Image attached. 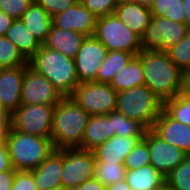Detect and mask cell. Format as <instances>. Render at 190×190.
<instances>
[{
    "instance_id": "cell-1",
    "label": "cell",
    "mask_w": 190,
    "mask_h": 190,
    "mask_svg": "<svg viewBox=\"0 0 190 190\" xmlns=\"http://www.w3.org/2000/svg\"><path fill=\"white\" fill-rule=\"evenodd\" d=\"M141 59L144 85L162 101L180 94L182 71L171 61L167 52L143 50Z\"/></svg>"
},
{
    "instance_id": "cell-2",
    "label": "cell",
    "mask_w": 190,
    "mask_h": 190,
    "mask_svg": "<svg viewBox=\"0 0 190 190\" xmlns=\"http://www.w3.org/2000/svg\"><path fill=\"white\" fill-rule=\"evenodd\" d=\"M90 115L71 97H63L53 112L51 140L55 149L81 148Z\"/></svg>"
},
{
    "instance_id": "cell-3",
    "label": "cell",
    "mask_w": 190,
    "mask_h": 190,
    "mask_svg": "<svg viewBox=\"0 0 190 190\" xmlns=\"http://www.w3.org/2000/svg\"><path fill=\"white\" fill-rule=\"evenodd\" d=\"M37 73L44 75L63 97H70L79 83L74 59L41 45L28 61Z\"/></svg>"
},
{
    "instance_id": "cell-4",
    "label": "cell",
    "mask_w": 190,
    "mask_h": 190,
    "mask_svg": "<svg viewBox=\"0 0 190 190\" xmlns=\"http://www.w3.org/2000/svg\"><path fill=\"white\" fill-rule=\"evenodd\" d=\"M5 139L15 171L34 170L55 150L51 138L18 132L13 128Z\"/></svg>"
},
{
    "instance_id": "cell-5",
    "label": "cell",
    "mask_w": 190,
    "mask_h": 190,
    "mask_svg": "<svg viewBox=\"0 0 190 190\" xmlns=\"http://www.w3.org/2000/svg\"><path fill=\"white\" fill-rule=\"evenodd\" d=\"M163 109V102L146 85L117 92L116 111L151 129Z\"/></svg>"
},
{
    "instance_id": "cell-6",
    "label": "cell",
    "mask_w": 190,
    "mask_h": 190,
    "mask_svg": "<svg viewBox=\"0 0 190 190\" xmlns=\"http://www.w3.org/2000/svg\"><path fill=\"white\" fill-rule=\"evenodd\" d=\"M94 36L108 51H124L138 55L142 51L140 37L115 14L98 17Z\"/></svg>"
},
{
    "instance_id": "cell-7",
    "label": "cell",
    "mask_w": 190,
    "mask_h": 190,
    "mask_svg": "<svg viewBox=\"0 0 190 190\" xmlns=\"http://www.w3.org/2000/svg\"><path fill=\"white\" fill-rule=\"evenodd\" d=\"M184 23L171 21L165 17L152 16L140 44L143 50L167 52L188 34Z\"/></svg>"
},
{
    "instance_id": "cell-8",
    "label": "cell",
    "mask_w": 190,
    "mask_h": 190,
    "mask_svg": "<svg viewBox=\"0 0 190 190\" xmlns=\"http://www.w3.org/2000/svg\"><path fill=\"white\" fill-rule=\"evenodd\" d=\"M70 97L90 116L108 114L116 109L117 91L108 83L82 82Z\"/></svg>"
},
{
    "instance_id": "cell-9",
    "label": "cell",
    "mask_w": 190,
    "mask_h": 190,
    "mask_svg": "<svg viewBox=\"0 0 190 190\" xmlns=\"http://www.w3.org/2000/svg\"><path fill=\"white\" fill-rule=\"evenodd\" d=\"M55 105L21 104L12 113V128L41 137L51 138Z\"/></svg>"
},
{
    "instance_id": "cell-10",
    "label": "cell",
    "mask_w": 190,
    "mask_h": 190,
    "mask_svg": "<svg viewBox=\"0 0 190 190\" xmlns=\"http://www.w3.org/2000/svg\"><path fill=\"white\" fill-rule=\"evenodd\" d=\"M93 151L81 148L63 149L62 188L80 186L94 177Z\"/></svg>"
},
{
    "instance_id": "cell-11",
    "label": "cell",
    "mask_w": 190,
    "mask_h": 190,
    "mask_svg": "<svg viewBox=\"0 0 190 190\" xmlns=\"http://www.w3.org/2000/svg\"><path fill=\"white\" fill-rule=\"evenodd\" d=\"M63 96L44 76L25 65L21 104L56 105Z\"/></svg>"
},
{
    "instance_id": "cell-12",
    "label": "cell",
    "mask_w": 190,
    "mask_h": 190,
    "mask_svg": "<svg viewBox=\"0 0 190 190\" xmlns=\"http://www.w3.org/2000/svg\"><path fill=\"white\" fill-rule=\"evenodd\" d=\"M108 49L93 35L86 36L74 58L79 83L97 82L98 69Z\"/></svg>"
},
{
    "instance_id": "cell-13",
    "label": "cell",
    "mask_w": 190,
    "mask_h": 190,
    "mask_svg": "<svg viewBox=\"0 0 190 190\" xmlns=\"http://www.w3.org/2000/svg\"><path fill=\"white\" fill-rule=\"evenodd\" d=\"M143 139L148 144L150 164L165 177L187 156L179 147L168 144L151 129L146 130Z\"/></svg>"
},
{
    "instance_id": "cell-14",
    "label": "cell",
    "mask_w": 190,
    "mask_h": 190,
    "mask_svg": "<svg viewBox=\"0 0 190 190\" xmlns=\"http://www.w3.org/2000/svg\"><path fill=\"white\" fill-rule=\"evenodd\" d=\"M96 20L97 17L84 7L80 1L51 17L53 26L64 30L76 31L84 36L94 35Z\"/></svg>"
},
{
    "instance_id": "cell-15",
    "label": "cell",
    "mask_w": 190,
    "mask_h": 190,
    "mask_svg": "<svg viewBox=\"0 0 190 190\" xmlns=\"http://www.w3.org/2000/svg\"><path fill=\"white\" fill-rule=\"evenodd\" d=\"M151 130L168 144L190 154V126L171 118L163 109Z\"/></svg>"
},
{
    "instance_id": "cell-16",
    "label": "cell",
    "mask_w": 190,
    "mask_h": 190,
    "mask_svg": "<svg viewBox=\"0 0 190 190\" xmlns=\"http://www.w3.org/2000/svg\"><path fill=\"white\" fill-rule=\"evenodd\" d=\"M25 65L0 69V100L13 113L21 105Z\"/></svg>"
},
{
    "instance_id": "cell-17",
    "label": "cell",
    "mask_w": 190,
    "mask_h": 190,
    "mask_svg": "<svg viewBox=\"0 0 190 190\" xmlns=\"http://www.w3.org/2000/svg\"><path fill=\"white\" fill-rule=\"evenodd\" d=\"M143 137L113 136L93 149L95 162L124 164L127 155Z\"/></svg>"
},
{
    "instance_id": "cell-18",
    "label": "cell",
    "mask_w": 190,
    "mask_h": 190,
    "mask_svg": "<svg viewBox=\"0 0 190 190\" xmlns=\"http://www.w3.org/2000/svg\"><path fill=\"white\" fill-rule=\"evenodd\" d=\"M62 169L63 149H55L37 168L31 171L37 189L48 190L62 187Z\"/></svg>"
},
{
    "instance_id": "cell-19",
    "label": "cell",
    "mask_w": 190,
    "mask_h": 190,
    "mask_svg": "<svg viewBox=\"0 0 190 190\" xmlns=\"http://www.w3.org/2000/svg\"><path fill=\"white\" fill-rule=\"evenodd\" d=\"M85 37L79 32L60 29L51 24L47 38L42 45L74 59Z\"/></svg>"
},
{
    "instance_id": "cell-20",
    "label": "cell",
    "mask_w": 190,
    "mask_h": 190,
    "mask_svg": "<svg viewBox=\"0 0 190 190\" xmlns=\"http://www.w3.org/2000/svg\"><path fill=\"white\" fill-rule=\"evenodd\" d=\"M114 14L140 38L146 30L149 21L152 19L149 7L131 1L118 4Z\"/></svg>"
},
{
    "instance_id": "cell-21",
    "label": "cell",
    "mask_w": 190,
    "mask_h": 190,
    "mask_svg": "<svg viewBox=\"0 0 190 190\" xmlns=\"http://www.w3.org/2000/svg\"><path fill=\"white\" fill-rule=\"evenodd\" d=\"M115 136L107 114L90 116L82 138L81 149L93 150Z\"/></svg>"
},
{
    "instance_id": "cell-22",
    "label": "cell",
    "mask_w": 190,
    "mask_h": 190,
    "mask_svg": "<svg viewBox=\"0 0 190 190\" xmlns=\"http://www.w3.org/2000/svg\"><path fill=\"white\" fill-rule=\"evenodd\" d=\"M125 180L131 190H159L166 183V177L151 164L126 170Z\"/></svg>"
},
{
    "instance_id": "cell-23",
    "label": "cell",
    "mask_w": 190,
    "mask_h": 190,
    "mask_svg": "<svg viewBox=\"0 0 190 190\" xmlns=\"http://www.w3.org/2000/svg\"><path fill=\"white\" fill-rule=\"evenodd\" d=\"M5 37L17 47L27 61L35 55L42 45L26 28L21 18L13 20Z\"/></svg>"
},
{
    "instance_id": "cell-24",
    "label": "cell",
    "mask_w": 190,
    "mask_h": 190,
    "mask_svg": "<svg viewBox=\"0 0 190 190\" xmlns=\"http://www.w3.org/2000/svg\"><path fill=\"white\" fill-rule=\"evenodd\" d=\"M144 74L141 59L135 55L112 78L109 85L117 92L144 85Z\"/></svg>"
},
{
    "instance_id": "cell-25",
    "label": "cell",
    "mask_w": 190,
    "mask_h": 190,
    "mask_svg": "<svg viewBox=\"0 0 190 190\" xmlns=\"http://www.w3.org/2000/svg\"><path fill=\"white\" fill-rule=\"evenodd\" d=\"M21 20L32 35L43 44L52 24L51 16L48 12L33 1L24 12Z\"/></svg>"
},
{
    "instance_id": "cell-26",
    "label": "cell",
    "mask_w": 190,
    "mask_h": 190,
    "mask_svg": "<svg viewBox=\"0 0 190 190\" xmlns=\"http://www.w3.org/2000/svg\"><path fill=\"white\" fill-rule=\"evenodd\" d=\"M135 55L124 51H108L106 58L101 63L98 73V83H110L112 78L120 71Z\"/></svg>"
},
{
    "instance_id": "cell-27",
    "label": "cell",
    "mask_w": 190,
    "mask_h": 190,
    "mask_svg": "<svg viewBox=\"0 0 190 190\" xmlns=\"http://www.w3.org/2000/svg\"><path fill=\"white\" fill-rule=\"evenodd\" d=\"M107 117L112 121L115 136L144 137L147 128L139 121L127 118L116 110L108 113Z\"/></svg>"
},
{
    "instance_id": "cell-28",
    "label": "cell",
    "mask_w": 190,
    "mask_h": 190,
    "mask_svg": "<svg viewBox=\"0 0 190 190\" xmlns=\"http://www.w3.org/2000/svg\"><path fill=\"white\" fill-rule=\"evenodd\" d=\"M152 16H160L171 21L184 23L185 13L182 0H154L150 7Z\"/></svg>"
},
{
    "instance_id": "cell-29",
    "label": "cell",
    "mask_w": 190,
    "mask_h": 190,
    "mask_svg": "<svg viewBox=\"0 0 190 190\" xmlns=\"http://www.w3.org/2000/svg\"><path fill=\"white\" fill-rule=\"evenodd\" d=\"M163 110L173 119L190 126V97L178 94L163 102Z\"/></svg>"
},
{
    "instance_id": "cell-30",
    "label": "cell",
    "mask_w": 190,
    "mask_h": 190,
    "mask_svg": "<svg viewBox=\"0 0 190 190\" xmlns=\"http://www.w3.org/2000/svg\"><path fill=\"white\" fill-rule=\"evenodd\" d=\"M125 166L120 163L95 162L94 177L103 185L115 184L125 179Z\"/></svg>"
},
{
    "instance_id": "cell-31",
    "label": "cell",
    "mask_w": 190,
    "mask_h": 190,
    "mask_svg": "<svg viewBox=\"0 0 190 190\" xmlns=\"http://www.w3.org/2000/svg\"><path fill=\"white\" fill-rule=\"evenodd\" d=\"M17 47L5 36H0V69L27 65Z\"/></svg>"
},
{
    "instance_id": "cell-32",
    "label": "cell",
    "mask_w": 190,
    "mask_h": 190,
    "mask_svg": "<svg viewBox=\"0 0 190 190\" xmlns=\"http://www.w3.org/2000/svg\"><path fill=\"white\" fill-rule=\"evenodd\" d=\"M166 183L174 190H190V154L166 176Z\"/></svg>"
},
{
    "instance_id": "cell-33",
    "label": "cell",
    "mask_w": 190,
    "mask_h": 190,
    "mask_svg": "<svg viewBox=\"0 0 190 190\" xmlns=\"http://www.w3.org/2000/svg\"><path fill=\"white\" fill-rule=\"evenodd\" d=\"M171 61L183 72L190 69V31L167 51Z\"/></svg>"
},
{
    "instance_id": "cell-34",
    "label": "cell",
    "mask_w": 190,
    "mask_h": 190,
    "mask_svg": "<svg viewBox=\"0 0 190 190\" xmlns=\"http://www.w3.org/2000/svg\"><path fill=\"white\" fill-rule=\"evenodd\" d=\"M150 164L148 144L141 139L132 151L127 155L124 166L126 170L136 169Z\"/></svg>"
},
{
    "instance_id": "cell-35",
    "label": "cell",
    "mask_w": 190,
    "mask_h": 190,
    "mask_svg": "<svg viewBox=\"0 0 190 190\" xmlns=\"http://www.w3.org/2000/svg\"><path fill=\"white\" fill-rule=\"evenodd\" d=\"M97 18L114 14L116 3L114 0H79Z\"/></svg>"
},
{
    "instance_id": "cell-36",
    "label": "cell",
    "mask_w": 190,
    "mask_h": 190,
    "mask_svg": "<svg viewBox=\"0 0 190 190\" xmlns=\"http://www.w3.org/2000/svg\"><path fill=\"white\" fill-rule=\"evenodd\" d=\"M34 0H0V11L13 19L21 18Z\"/></svg>"
},
{
    "instance_id": "cell-37",
    "label": "cell",
    "mask_w": 190,
    "mask_h": 190,
    "mask_svg": "<svg viewBox=\"0 0 190 190\" xmlns=\"http://www.w3.org/2000/svg\"><path fill=\"white\" fill-rule=\"evenodd\" d=\"M79 0H34V2L43 7L52 17L73 6Z\"/></svg>"
},
{
    "instance_id": "cell-38",
    "label": "cell",
    "mask_w": 190,
    "mask_h": 190,
    "mask_svg": "<svg viewBox=\"0 0 190 190\" xmlns=\"http://www.w3.org/2000/svg\"><path fill=\"white\" fill-rule=\"evenodd\" d=\"M11 190H38L31 171H15Z\"/></svg>"
},
{
    "instance_id": "cell-39",
    "label": "cell",
    "mask_w": 190,
    "mask_h": 190,
    "mask_svg": "<svg viewBox=\"0 0 190 190\" xmlns=\"http://www.w3.org/2000/svg\"><path fill=\"white\" fill-rule=\"evenodd\" d=\"M12 169L5 137L0 138V172Z\"/></svg>"
},
{
    "instance_id": "cell-40",
    "label": "cell",
    "mask_w": 190,
    "mask_h": 190,
    "mask_svg": "<svg viewBox=\"0 0 190 190\" xmlns=\"http://www.w3.org/2000/svg\"><path fill=\"white\" fill-rule=\"evenodd\" d=\"M12 129V113L9 110H0V138L6 137Z\"/></svg>"
},
{
    "instance_id": "cell-41",
    "label": "cell",
    "mask_w": 190,
    "mask_h": 190,
    "mask_svg": "<svg viewBox=\"0 0 190 190\" xmlns=\"http://www.w3.org/2000/svg\"><path fill=\"white\" fill-rule=\"evenodd\" d=\"M15 177V170L0 172V190H11Z\"/></svg>"
},
{
    "instance_id": "cell-42",
    "label": "cell",
    "mask_w": 190,
    "mask_h": 190,
    "mask_svg": "<svg viewBox=\"0 0 190 190\" xmlns=\"http://www.w3.org/2000/svg\"><path fill=\"white\" fill-rule=\"evenodd\" d=\"M79 187L80 190H106V186L95 177L84 181Z\"/></svg>"
},
{
    "instance_id": "cell-43",
    "label": "cell",
    "mask_w": 190,
    "mask_h": 190,
    "mask_svg": "<svg viewBox=\"0 0 190 190\" xmlns=\"http://www.w3.org/2000/svg\"><path fill=\"white\" fill-rule=\"evenodd\" d=\"M180 95L190 97V69L182 72Z\"/></svg>"
},
{
    "instance_id": "cell-44",
    "label": "cell",
    "mask_w": 190,
    "mask_h": 190,
    "mask_svg": "<svg viewBox=\"0 0 190 190\" xmlns=\"http://www.w3.org/2000/svg\"><path fill=\"white\" fill-rule=\"evenodd\" d=\"M13 18L6 13L0 11V36H5L7 29L13 23Z\"/></svg>"
},
{
    "instance_id": "cell-45",
    "label": "cell",
    "mask_w": 190,
    "mask_h": 190,
    "mask_svg": "<svg viewBox=\"0 0 190 190\" xmlns=\"http://www.w3.org/2000/svg\"><path fill=\"white\" fill-rule=\"evenodd\" d=\"M106 190H131V187L127 184L126 180L118 181L115 184L106 186Z\"/></svg>"
},
{
    "instance_id": "cell-46",
    "label": "cell",
    "mask_w": 190,
    "mask_h": 190,
    "mask_svg": "<svg viewBox=\"0 0 190 190\" xmlns=\"http://www.w3.org/2000/svg\"><path fill=\"white\" fill-rule=\"evenodd\" d=\"M183 7H184V24L187 26L188 30L190 31V0H182Z\"/></svg>"
},
{
    "instance_id": "cell-47",
    "label": "cell",
    "mask_w": 190,
    "mask_h": 190,
    "mask_svg": "<svg viewBox=\"0 0 190 190\" xmlns=\"http://www.w3.org/2000/svg\"><path fill=\"white\" fill-rule=\"evenodd\" d=\"M131 2H135V3H138L142 6H146V7H151L154 0H130Z\"/></svg>"
},
{
    "instance_id": "cell-48",
    "label": "cell",
    "mask_w": 190,
    "mask_h": 190,
    "mask_svg": "<svg viewBox=\"0 0 190 190\" xmlns=\"http://www.w3.org/2000/svg\"><path fill=\"white\" fill-rule=\"evenodd\" d=\"M159 190H174V189L170 187L167 183H165Z\"/></svg>"
},
{
    "instance_id": "cell-49",
    "label": "cell",
    "mask_w": 190,
    "mask_h": 190,
    "mask_svg": "<svg viewBox=\"0 0 190 190\" xmlns=\"http://www.w3.org/2000/svg\"><path fill=\"white\" fill-rule=\"evenodd\" d=\"M64 190H80V187L79 186H73V187L65 188Z\"/></svg>"
},
{
    "instance_id": "cell-50",
    "label": "cell",
    "mask_w": 190,
    "mask_h": 190,
    "mask_svg": "<svg viewBox=\"0 0 190 190\" xmlns=\"http://www.w3.org/2000/svg\"><path fill=\"white\" fill-rule=\"evenodd\" d=\"M116 5L121 4V3H125V2H130V0H114Z\"/></svg>"
},
{
    "instance_id": "cell-51",
    "label": "cell",
    "mask_w": 190,
    "mask_h": 190,
    "mask_svg": "<svg viewBox=\"0 0 190 190\" xmlns=\"http://www.w3.org/2000/svg\"><path fill=\"white\" fill-rule=\"evenodd\" d=\"M0 110H8V109L4 108V106L1 103V100H0Z\"/></svg>"
},
{
    "instance_id": "cell-52",
    "label": "cell",
    "mask_w": 190,
    "mask_h": 190,
    "mask_svg": "<svg viewBox=\"0 0 190 190\" xmlns=\"http://www.w3.org/2000/svg\"><path fill=\"white\" fill-rule=\"evenodd\" d=\"M48 190H64L62 187L54 188V189H48Z\"/></svg>"
}]
</instances>
